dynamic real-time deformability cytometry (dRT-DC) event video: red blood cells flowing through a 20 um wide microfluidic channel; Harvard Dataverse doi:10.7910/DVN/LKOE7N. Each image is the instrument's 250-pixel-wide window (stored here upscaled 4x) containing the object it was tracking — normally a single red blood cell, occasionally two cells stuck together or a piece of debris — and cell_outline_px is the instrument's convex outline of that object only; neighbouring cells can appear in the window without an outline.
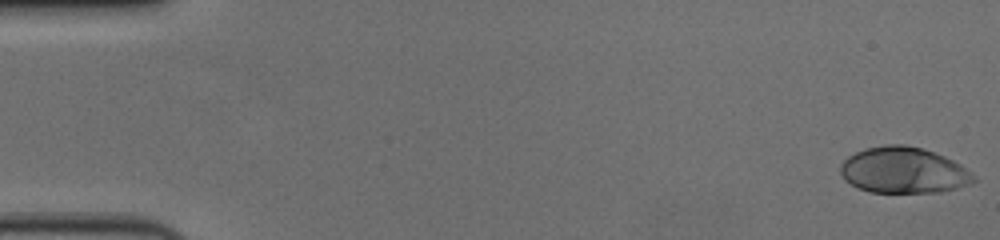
{"species": "human", "species_latin": "Homo sapiens", "temperature_condition": "cold", "stored_images_in_passage": 57, "camera_frame_rate_fps": 3000, "um_per_image_px": 0.085, "donor": {"sex": "female"}, "frame": {"image": 1, "passage_image": 1, "time_ms": 0.0, "image_size_px": [1000, 240], "cell_outline_px": [[976, 180], [972, 184], [940, 192], [872, 192], [856, 188], [844, 180], [840, 172], [840, 164], [848, 156], [864, 148], [884, 144], [904, 144], [924, 148], [944, 156], [960, 164], [976, 176]], "centroid_in_image_um": [76.79, 14.47], "position_along_channel_um": 8.2, "area_um2": 36.13}}
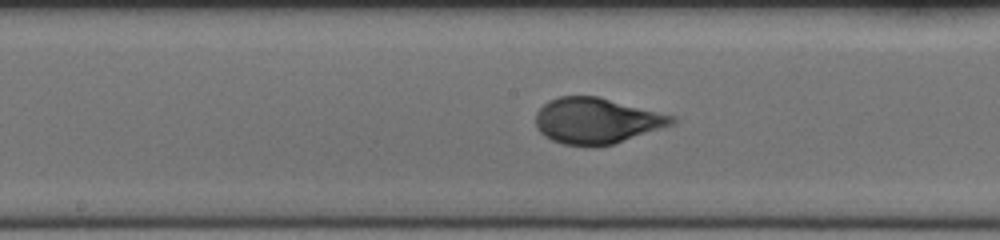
{"frame": {"image": 2, "passage_image": 30, "time_ms": 9.667, "image_size_px": [1000, 240], "cell_outline_px": [[676, 124], [612, 144], [596, 148], [588, 148], [564, 144], [552, 140], [544, 136], [536, 128], [536, 112], [548, 100], [560, 96], [596, 96], [676, 116]], "centroid_in_image_um": [50.7, 10.29], "position_along_channel_um": 197.5, "area_um2": 36.7}}
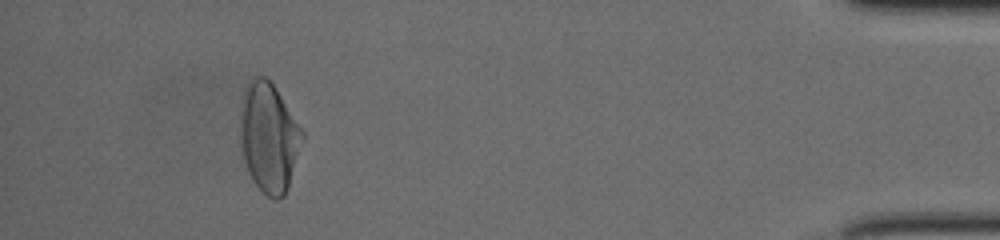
{"frame": {"image": 3, "passage_image": 53, "time_ms": 17.333, "image_size_px": [1000, 240], "cell_outline_px": [[304, 136], [288, 188], [284, 196], [280, 200], [276, 200], [268, 196], [252, 180], [244, 160], [240, 144], [240, 104], [244, 88], [256, 76], [264, 76], [276, 88], [304, 132]], "centroid_in_image_um": [22.84, 11.67], "position_along_channel_um": 412.4, "area_um2": 39.54}, "authors_computed_cell_mechanics": {"area_um2": 36.414, "velocity_mm_per_s": 3.6114, "shape_relaxation_time_tau1_ms": 3.8848, "shape_relaxation_time_tau2_ms": null, "deformation_change_tau1": 0.1817, "deformation_change_tau2": null}}